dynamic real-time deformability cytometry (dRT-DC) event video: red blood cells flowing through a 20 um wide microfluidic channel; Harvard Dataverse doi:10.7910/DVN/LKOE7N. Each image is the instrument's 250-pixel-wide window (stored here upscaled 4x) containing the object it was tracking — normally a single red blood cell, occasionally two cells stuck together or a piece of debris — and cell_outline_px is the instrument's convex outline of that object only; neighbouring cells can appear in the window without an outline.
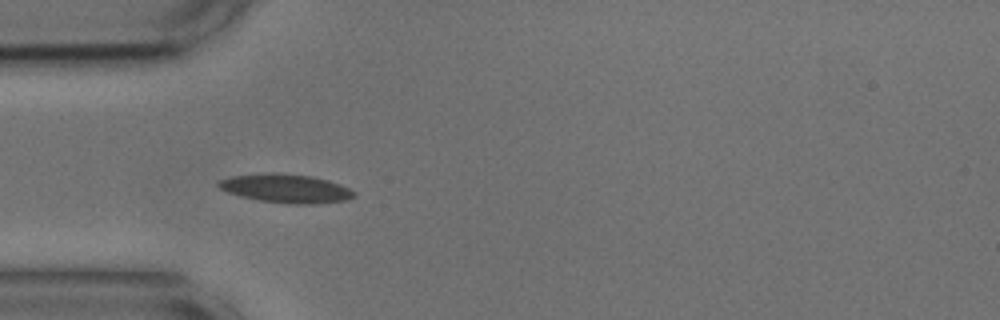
{"species": "common noctule bat (a hibernating species)", "species_latin": "Nyctalus noctula", "temperature_condition": "cold", "stored_images_in_passage": 28, "camera_frame_rate_fps": 3000, "um_per_image_px": 0.085, "animal": {"sex": "male", "body_mass_g": 17.9, "forearm_length_mm": 54.2}, "frame": {"image": 1, "passage_image": 5, "time_ms": 1.333, "image_size_px": [1000, 320], "cell_outline_px": [[356, 196], [344, 200], [316, 204], [288, 204], [260, 200], [228, 192], [220, 188], [216, 184], [220, 180], [232, 176], [264, 172], [280, 172], [312, 176], [328, 180], [340, 184], [356, 192]], "centroid_in_image_um": [24.32, 16.0], "position_along_channel_um": 60.7, "area_um2": 22.72}}